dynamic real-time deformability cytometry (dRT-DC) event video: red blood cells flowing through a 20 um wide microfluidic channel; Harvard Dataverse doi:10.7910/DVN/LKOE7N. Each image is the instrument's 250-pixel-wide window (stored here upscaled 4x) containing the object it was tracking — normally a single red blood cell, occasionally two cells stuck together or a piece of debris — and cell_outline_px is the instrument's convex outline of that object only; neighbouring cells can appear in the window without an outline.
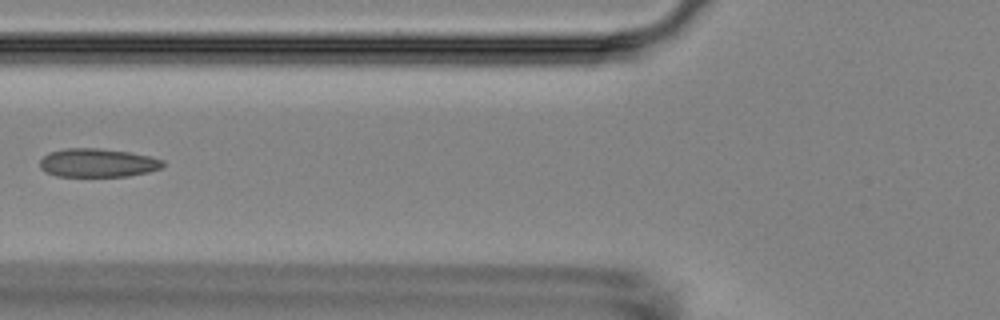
{"species": "Egyptian fruit bat (a non-hibernating species)", "species_latin": "Rousettus aegyptiacus", "temperature_condition": "room temperature", "stored_images_in_passage": 10, "camera_frame_rate_fps": 3000, "um_per_image_px": 0.085, "animal": {"sex": "female"}, "frame": {"image": 1, "passage_image": 5, "time_ms": 5.667, "image_size_px": [1000, 320], "cell_outline_px": [[164, 164], [160, 168], [148, 172], [128, 176], [56, 176], [44, 172], [40, 168], [40, 160], [48, 152], [64, 148], [96, 148], [128, 152], [148, 156], [164, 160]], "centroid_in_image_um": [8.25, 13.84], "position_along_channel_um": 117.5, "area_um2": 20.46}}
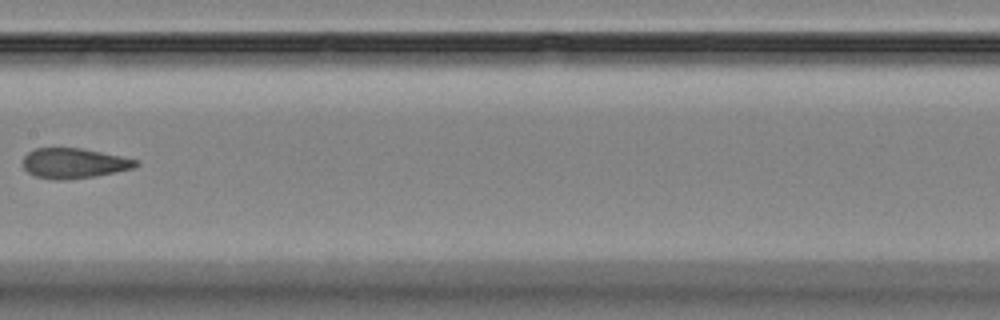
{"frame": {"image": 2, "passage_image": 7, "time_ms": 8.0, "image_size_px": [1000, 320], "cell_outline_px": [[140, 164], [132, 168], [96, 176], [64, 180], [52, 180], [36, 176], [28, 172], [24, 168], [24, 156], [28, 152], [36, 148], [80, 148], [140, 160]], "centroid_in_image_um": [6.29, 13.88], "position_along_channel_um": 201.1, "area_um2": 19.71}}
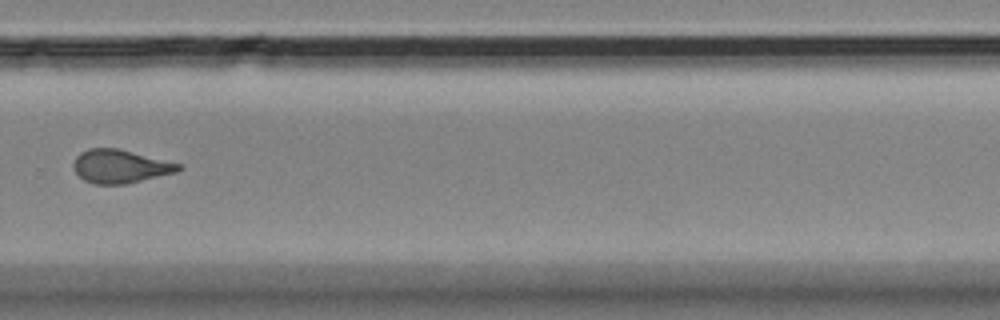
{"frame": {"image": 3, "passage_image": 10, "time_ms": 11.333, "image_size_px": [1000, 320], "cell_outline_px": [[184, 168], [176, 172], [124, 184], [96, 184], [84, 180], [72, 168], [72, 164], [76, 156], [80, 152], [88, 148], [120, 148], [184, 164]], "centroid_in_image_um": [10.24, 14.12], "position_along_channel_um": 319.6, "area_um2": 20.69}}